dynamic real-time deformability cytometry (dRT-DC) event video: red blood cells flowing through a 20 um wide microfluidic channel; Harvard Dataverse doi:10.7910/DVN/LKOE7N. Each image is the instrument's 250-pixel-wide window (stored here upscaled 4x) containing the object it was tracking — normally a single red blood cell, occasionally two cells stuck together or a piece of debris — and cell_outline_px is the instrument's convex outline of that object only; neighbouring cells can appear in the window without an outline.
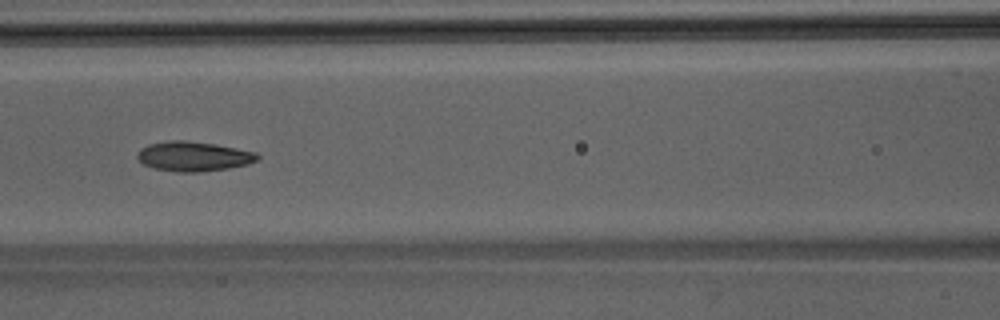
{"species": "Egyptian fruit bat (a non-hibernating species)", "species_latin": "Rousettus aegyptiacus", "temperature_condition": "room temperature", "stored_images_in_passage": 34, "camera_frame_rate_fps": 3000, "um_per_image_px": 0.085, "animal": {"sex": "male"}, "frame": {"image": 1, "passage_image": 8, "time_ms": 2.333, "image_size_px": [1000, 320], "cell_outline_px": [[260, 156], [256, 160], [248, 164], [228, 168], [196, 172], [180, 172], [152, 168], [144, 164], [136, 156], [136, 152], [140, 148], [148, 144], [168, 140], [184, 140], [216, 144], [256, 152]], "centroid_in_image_um": [16.41, 13.28], "position_along_channel_um": 150.2, "area_um2": 20.81}}
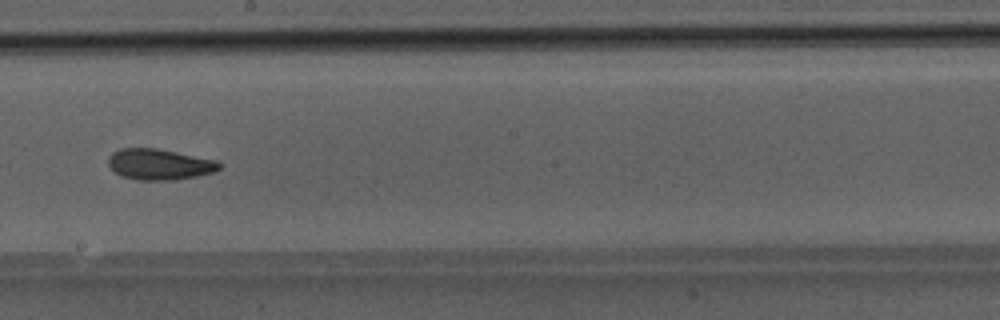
{"frame": {"image": 2, "passage_image": 14, "time_ms": 4.333, "image_size_px": [1000, 320], "cell_outline_px": [[224, 164], [220, 168], [212, 172], [196, 176], [176, 180], [136, 180], [120, 176], [108, 164], [108, 156], [112, 152], [120, 148], [156, 148], [216, 160]], "centroid_in_image_um": [13.53, 13.97], "position_along_channel_um": 234.7, "area_um2": 20.06}}
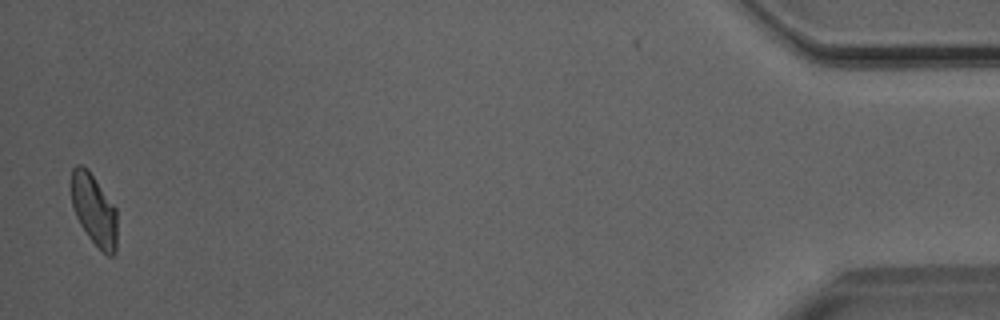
{"frame": {"image": 3, "passage_image": 34, "time_ms": 11.0, "image_size_px": [1000, 320], "cell_outline_px": [[116, 252], [112, 256], [108, 256], [88, 236], [80, 224], [76, 216], [72, 204], [72, 168], [76, 164], [80, 164], [88, 168], [116, 208]], "centroid_in_image_um": [8.0, 17.81], "position_along_channel_um": 427.2, "area_um2": 18.84}}